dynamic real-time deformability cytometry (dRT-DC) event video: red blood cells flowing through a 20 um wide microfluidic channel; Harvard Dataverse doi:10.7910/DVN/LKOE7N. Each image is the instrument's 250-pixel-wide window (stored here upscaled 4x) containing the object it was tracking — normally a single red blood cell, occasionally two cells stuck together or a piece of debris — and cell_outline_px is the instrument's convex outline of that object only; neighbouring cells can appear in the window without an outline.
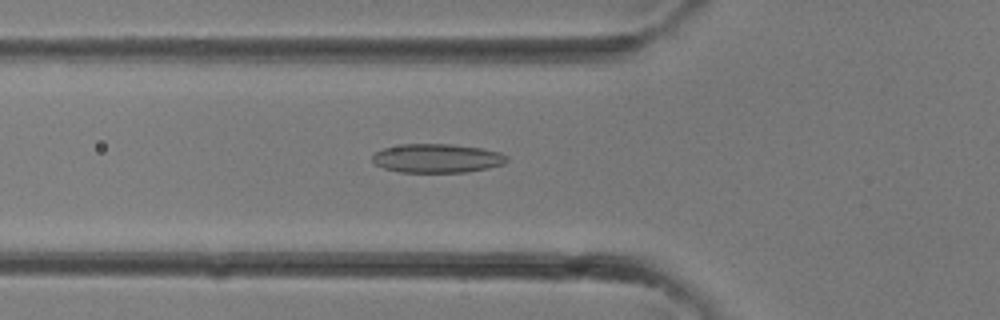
{"species": "common noctule bat (a hibernating species)", "species_latin": "Nyctalus noctula", "temperature_condition": "room temperature", "stored_images_in_passage": 32, "camera_frame_rate_fps": 3000, "um_per_image_px": 0.085, "animal": {"sex": "female"}, "frame": {"image": 1, "passage_image": 11, "time_ms": 3.333, "image_size_px": [1000, 320], "cell_outline_px": [[508, 160], [504, 164], [488, 168], [468, 172], [400, 172], [384, 168], [376, 164], [372, 160], [372, 156], [376, 152], [384, 148], [400, 144], [452, 144], [480, 148], [500, 152], [508, 156]], "centroid_in_image_um": [37.17, 13.45], "position_along_channel_um": 88.6, "area_um2": 22.66}}
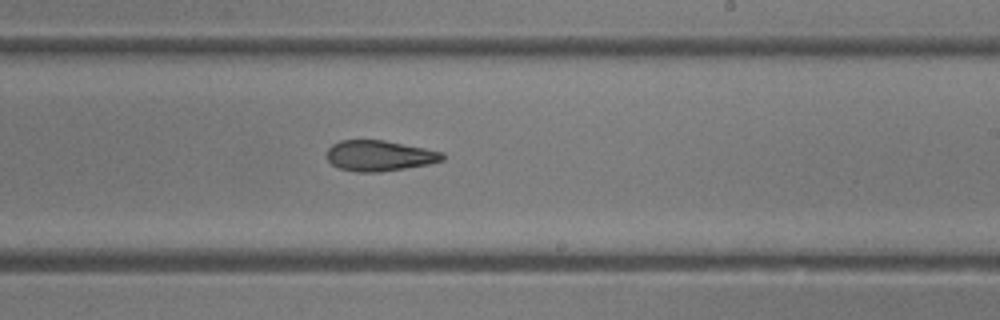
{"frame": {"image": 2, "passage_image": 19, "time_ms": 6.0, "image_size_px": [1000, 320], "cell_outline_px": [[444, 160], [428, 164], [380, 172], [356, 172], [340, 168], [332, 164], [328, 160], [328, 148], [332, 144], [340, 140], [384, 140], [444, 152]], "centroid_in_image_um": [32.25, 13.23], "position_along_channel_um": 256.7, "area_um2": 20.52}}
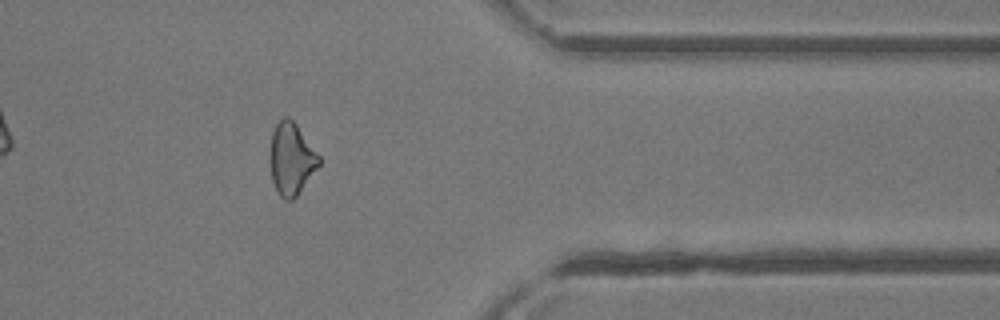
{"frame": {"image": 3, "passage_image": 26, "time_ms": 8.333, "image_size_px": [1000, 320], "cell_outline_px": [[320, 164], [296, 196], [292, 200], [284, 200], [280, 196], [272, 180], [268, 156], [268, 152], [272, 132], [276, 124], [284, 116], [288, 116], [296, 124], [320, 156]], "centroid_in_image_um": [24.73, 13.49], "position_along_channel_um": 386.7, "area_um2": 20.63}}